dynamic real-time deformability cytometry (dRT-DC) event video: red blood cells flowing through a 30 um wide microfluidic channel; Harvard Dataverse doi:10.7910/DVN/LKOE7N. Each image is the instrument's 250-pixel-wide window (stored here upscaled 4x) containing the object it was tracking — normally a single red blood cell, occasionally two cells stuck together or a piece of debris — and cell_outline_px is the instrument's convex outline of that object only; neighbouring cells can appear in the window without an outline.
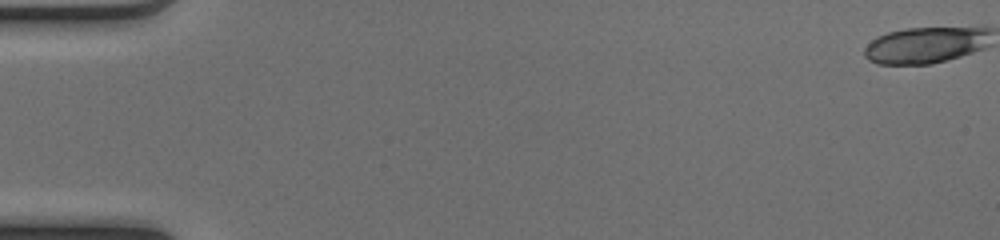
{"species": "common noctule bat (a hibernating species)", "species_latin": "Nyctalus noctula", "temperature_condition": "cold", "stored_images_in_passage": 19, "camera_frame_rate_fps": 3000, "um_per_image_px": 0.085, "animal": {"sex": "female", "body_mass_g": 17.0, "forearm_length_mm": 48.0}, "frame": {"image": 1, "passage_image": 1, "time_ms": 0.0, "image_size_px": [1000, 240], "cell_outline_px": [[980, 32], [972, 48], [968, 52], [956, 56], [924, 64], [884, 64], [872, 60], [868, 56], [868, 48], [880, 36], [892, 32], [916, 28], [964, 28]], "centroid_in_image_um": [78.36, 3.86], "position_along_channel_um": 6.6, "area_um2": 22.89}}
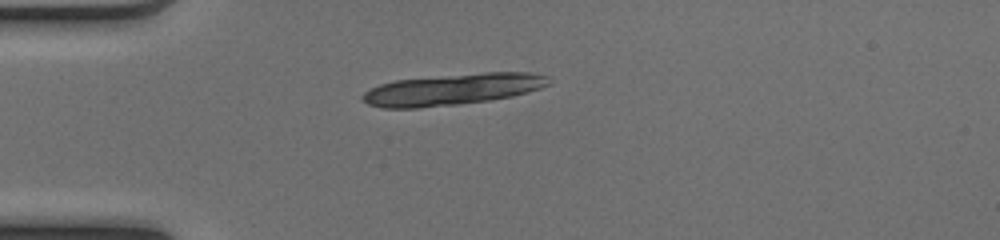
{"frame": {"image": 2, "passage_image": 15, "time_ms": 4.667, "image_size_px": [1000, 240], "cell_outline_px": [[536, 88], [504, 96], [480, 100], [404, 108], [396, 108], [372, 104], [364, 100], [364, 96], [372, 88], [384, 84], [400, 80], [500, 72], [512, 72], [536, 76]], "centroid_in_image_um": [38.18, 7.6], "position_along_channel_um": 46.8, "area_um2": 29.65}}